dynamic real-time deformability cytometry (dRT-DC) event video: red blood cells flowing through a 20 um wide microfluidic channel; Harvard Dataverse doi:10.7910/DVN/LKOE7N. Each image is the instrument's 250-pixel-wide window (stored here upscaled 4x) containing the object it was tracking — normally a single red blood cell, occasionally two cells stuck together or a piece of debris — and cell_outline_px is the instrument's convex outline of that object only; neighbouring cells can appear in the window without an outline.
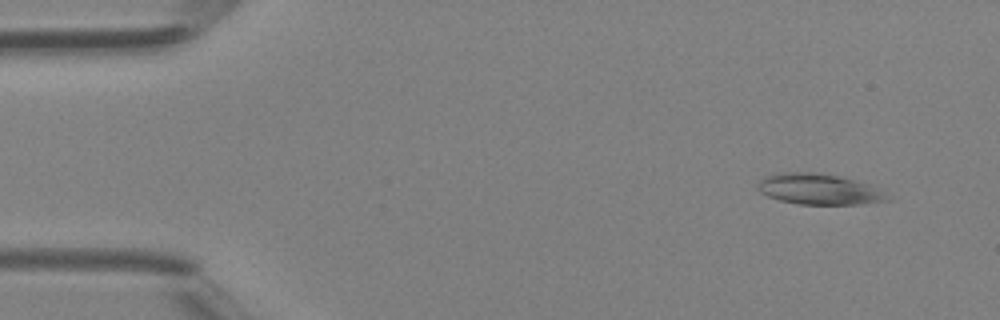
{"species": "Egyptian fruit bat (a non-hibernating species)", "species_latin": "Rousettus aegyptiacus", "temperature_condition": "room temperature", "stored_images_in_passage": 44, "segment_of_instrument_passage": [1, 2], "camera_frame_rate_fps": 3000, "um_per_image_px": 0.085, "animal": {"sex": "female"}, "frame": {"image": 1, "passage_image": 4, "time_ms": 1.0, "image_size_px": [1000, 320], "cell_outline_px": [[892, 200], [860, 204], [800, 204], [780, 200], [768, 196], [760, 192], [756, 188], [760, 180], [768, 176], [780, 172], [816, 172], [840, 176], [868, 184], [880, 188]], "centroid_in_image_um": [69.64, 16.08], "position_along_channel_um": 15.4, "area_um2": 23.24}}
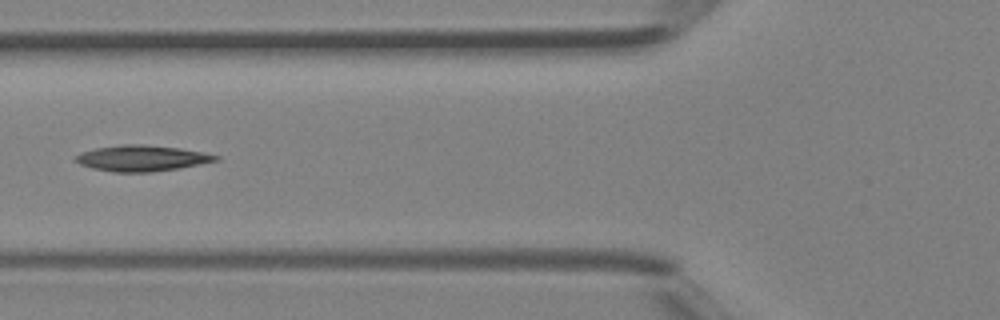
{"frame": {"image": 2, "passage_image": 17, "time_ms": 5.333, "image_size_px": [1000, 320], "cell_outline_px": [[220, 160], [176, 168], [152, 172], [112, 172], [92, 168], [80, 164], [72, 160], [80, 152], [96, 148], [120, 144], [144, 144], [180, 148], [220, 156]], "centroid_in_image_um": [11.99, 13.44], "position_along_channel_um": 113.8, "area_um2": 21.1}}
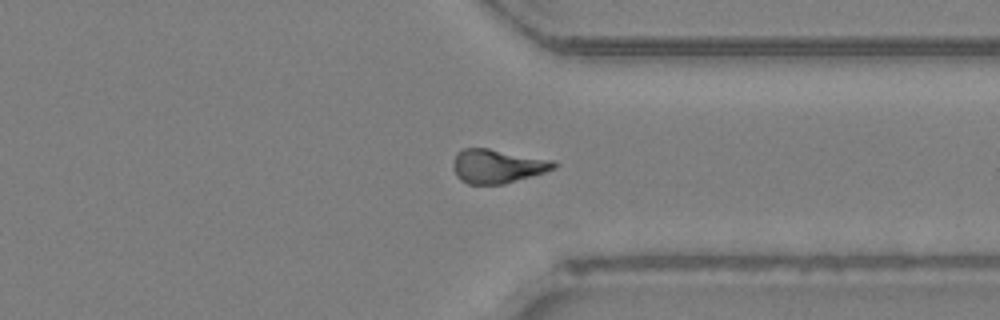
{"frame": {"image": 3, "passage_image": 33, "time_ms": 10.667, "image_size_px": [1000, 320], "cell_outline_px": [[560, 164], [556, 168], [544, 172], [504, 184], [468, 184], [460, 180], [456, 176], [452, 168], [452, 164], [456, 152], [464, 148], [488, 148], [556, 160]], "centroid_in_image_um": [42.28, 14.11], "position_along_channel_um": 369.1, "area_um2": 20.23}}